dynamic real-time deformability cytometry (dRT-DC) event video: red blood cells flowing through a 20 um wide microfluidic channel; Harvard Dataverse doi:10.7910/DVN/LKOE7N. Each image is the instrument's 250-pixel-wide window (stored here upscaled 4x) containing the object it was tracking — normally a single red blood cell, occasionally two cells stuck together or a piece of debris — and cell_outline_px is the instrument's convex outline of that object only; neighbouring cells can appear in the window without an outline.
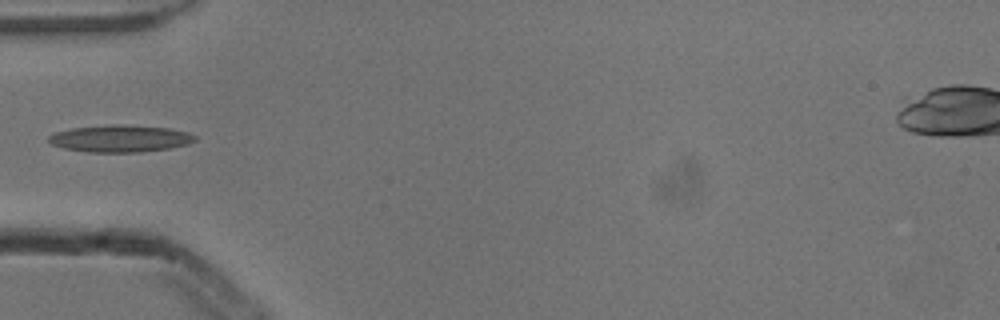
{"species": "common noctule bat (a hibernating species)", "species_latin": "Nyctalus noctula", "temperature_condition": "cold", "stored_images_in_passage": 3, "camera_frame_rate_fps": 3000, "um_per_image_px": 0.085, "animal": {"sex": "male", "body_mass_g": 13.3}, "frame": {"image": 1, "passage_image": 3, "time_ms": 0.667, "image_size_px": [1000, 320], "cell_outline_px": [[196, 140], [188, 144], [168, 148], [140, 152], [88, 152], [64, 148], [52, 144], [48, 140], [48, 136], [56, 132], [72, 128], [116, 124], [120, 124], [168, 128], [188, 132], [196, 136]], "centroid_in_image_um": [10.22, 11.77], "position_along_channel_um": 74.8, "area_um2": 22.89}}